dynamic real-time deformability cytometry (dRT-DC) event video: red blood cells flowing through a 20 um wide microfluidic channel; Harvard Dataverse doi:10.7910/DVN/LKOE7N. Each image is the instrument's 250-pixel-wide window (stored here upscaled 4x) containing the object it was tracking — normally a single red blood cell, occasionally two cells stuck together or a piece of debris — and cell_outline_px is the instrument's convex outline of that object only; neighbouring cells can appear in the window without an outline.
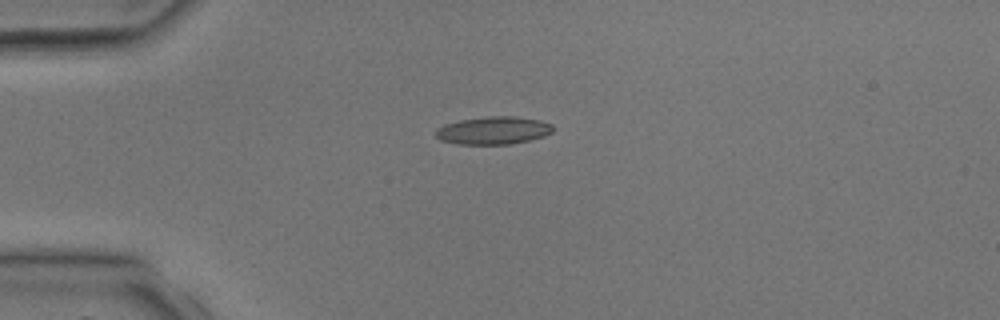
{"species": "common noctule bat (a hibernating species)", "species_latin": "Nyctalus noctula", "temperature_condition": "room temperature", "stored_images_in_passage": 5, "camera_frame_rate_fps": 3000, "um_per_image_px": 0.085, "animal": {"sex": "male", "body_mass_g": 17.9, "forearm_length_mm": 54.2}, "frame": {"image": 1, "passage_image": 3, "time_ms": 3.333, "image_size_px": [1000, 320], "cell_outline_px": [[552, 132], [544, 136], [528, 140], [508, 144], [456, 144], [440, 140], [436, 136], [436, 128], [444, 124], [460, 120], [488, 116], [516, 116], [540, 120], [552, 124]], "centroid_in_image_um": [41.91, 11.08], "position_along_channel_um": 43.1, "area_um2": 18.96}}